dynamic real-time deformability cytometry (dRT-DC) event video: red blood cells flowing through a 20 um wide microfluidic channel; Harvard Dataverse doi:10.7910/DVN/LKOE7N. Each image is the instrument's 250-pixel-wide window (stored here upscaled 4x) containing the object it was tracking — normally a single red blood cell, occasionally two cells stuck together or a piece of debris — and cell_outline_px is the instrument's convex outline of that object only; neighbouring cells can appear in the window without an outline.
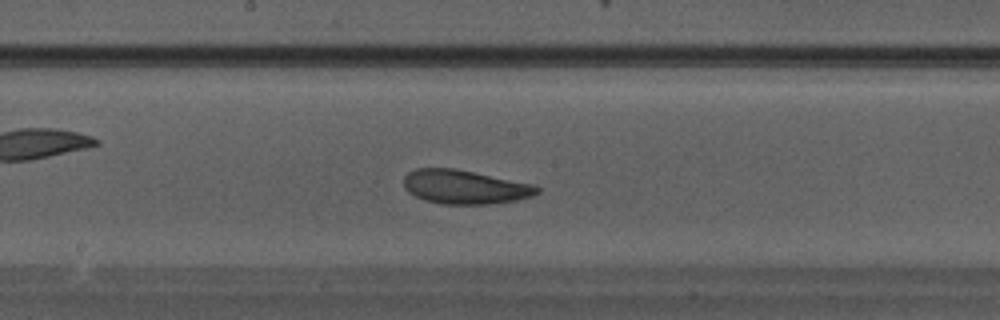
{"species": "Egyptian fruit bat (a non-hibernating species)", "species_latin": "Rousettus aegyptiacus", "temperature_condition": "warm", "stored_images_in_passage": 28, "camera_frame_rate_fps": 3000, "um_per_image_px": 0.085, "animal": {"sex": "male"}, "frame": {"image": 1, "passage_image": 13, "time_ms": 4.0, "image_size_px": [1000, 320], "cell_outline_px": [[540, 192], [532, 196], [516, 200], [492, 204], [440, 204], [424, 200], [408, 192], [404, 188], [404, 176], [408, 172], [416, 168], [456, 168], [536, 184], [540, 188]], "centroid_in_image_um": [39.53, 15.88], "position_along_channel_um": 208.7, "area_um2": 26.76}}